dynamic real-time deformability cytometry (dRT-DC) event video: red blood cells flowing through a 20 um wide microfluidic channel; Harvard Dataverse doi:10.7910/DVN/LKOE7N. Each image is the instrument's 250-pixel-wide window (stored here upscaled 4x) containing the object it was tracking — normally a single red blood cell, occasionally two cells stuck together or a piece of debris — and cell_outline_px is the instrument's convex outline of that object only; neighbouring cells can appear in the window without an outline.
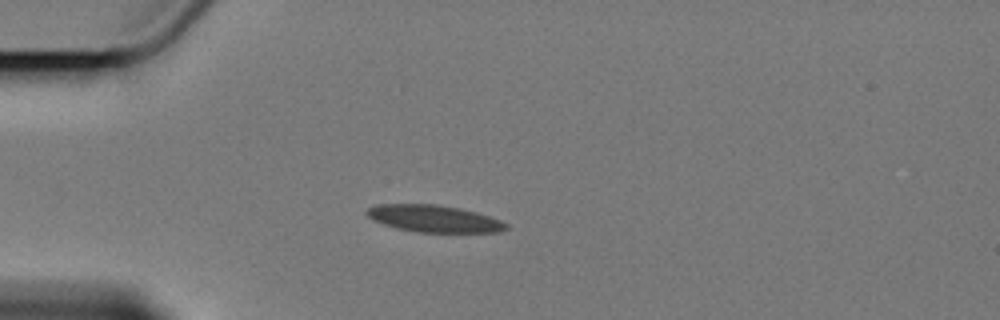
{"species": "Egyptian fruit bat (a non-hibernating species)", "species_latin": "Rousettus aegyptiacus", "temperature_condition": "cold", "stored_images_in_passage": 4, "camera_frame_rate_fps": 3000, "um_per_image_px": 0.085, "animal": {"sex": "female"}, "frame": {"image": 1, "passage_image": 2, "time_ms": 1.333, "image_size_px": [1000, 320], "cell_outline_px": [[508, 228], [500, 232], [416, 232], [396, 228], [372, 220], [364, 212], [368, 208], [380, 204], [436, 204], [460, 208], [476, 212], [500, 220], [508, 224]], "centroid_in_image_um": [36.88, 18.58], "position_along_channel_um": 48.1, "area_um2": 21.91}}
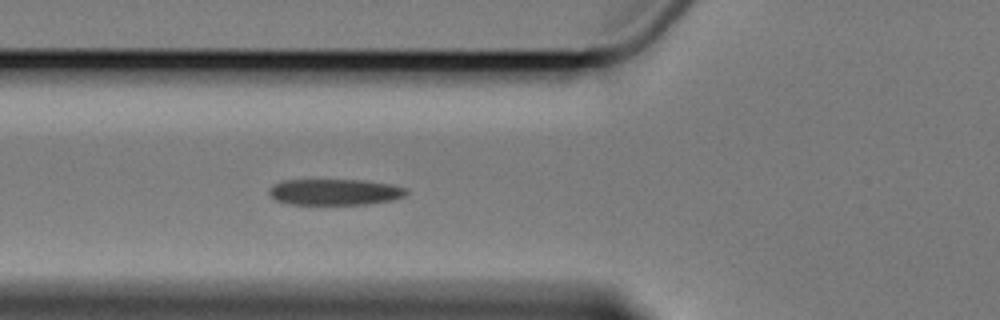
{"frame": {"image": 2, "passage_image": 4, "time_ms": 3.333, "image_size_px": [1000, 320], "cell_outline_px": [[408, 192], [404, 196], [392, 200], [368, 204], [288, 204], [276, 200], [268, 192], [268, 188], [272, 184], [284, 180], [360, 180], [388, 184], [404, 188]], "centroid_in_image_um": [28.4, 16.32], "position_along_channel_um": 97.4, "area_um2": 20.75}}